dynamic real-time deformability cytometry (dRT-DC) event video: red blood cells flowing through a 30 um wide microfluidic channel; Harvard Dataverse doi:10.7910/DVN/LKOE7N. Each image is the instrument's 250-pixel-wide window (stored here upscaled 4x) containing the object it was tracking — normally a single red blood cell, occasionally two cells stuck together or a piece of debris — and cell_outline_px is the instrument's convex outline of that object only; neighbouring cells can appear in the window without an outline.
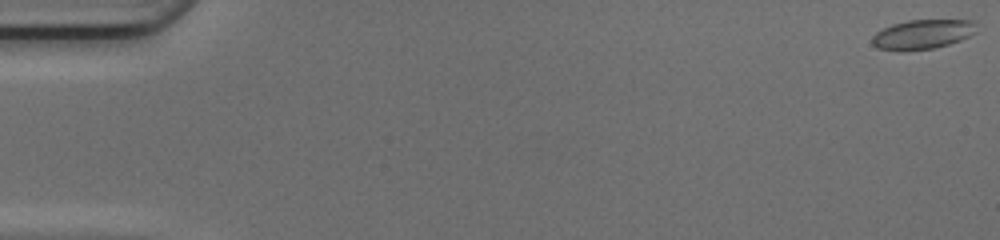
{"species": "common noctule bat (a hibernating species)", "species_latin": "Nyctalus noctula", "temperature_condition": "cold", "stored_images_in_passage": 50, "camera_frame_rate_fps": 3000, "um_per_image_px": 0.085, "animal": {"sex": "female", "body_mass_g": 17.0, "forearm_length_mm": 48.0}, "frame": {"image": 1, "passage_image": 1, "time_ms": 0.0, "image_size_px": [1000, 240], "cell_outline_px": [[976, 32], [960, 40], [936, 48], [900, 52], [876, 48], [872, 44], [872, 36], [876, 32], [892, 24], [908, 20], [976, 20]], "centroid_in_image_um": [78.39, 2.93], "position_along_channel_um": 6.6, "area_um2": 18.21}}
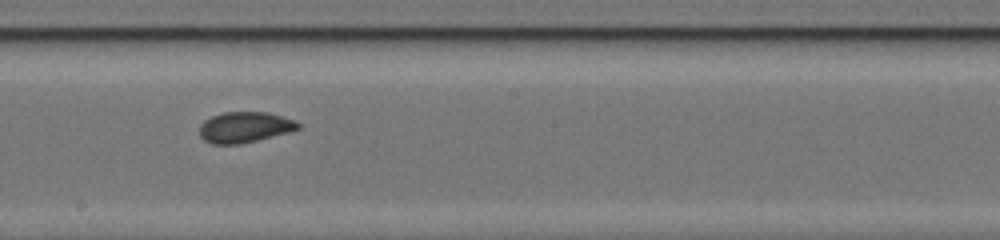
{"frame": {"image": 2, "passage_image": 29, "time_ms": 9.333, "image_size_px": [1000, 240], "cell_outline_px": [[300, 128], [288, 132], [240, 144], [212, 144], [204, 140], [200, 136], [200, 124], [204, 120], [212, 116], [224, 112], [268, 112], [292, 120], [300, 124]], "centroid_in_image_um": [20.75, 10.81], "position_along_channel_um": 227.4, "area_um2": 17.46}}
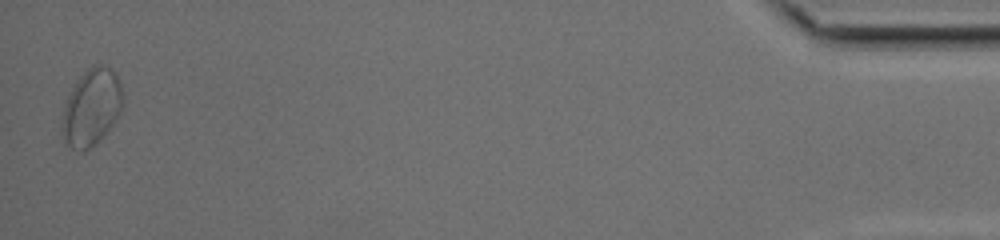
{"frame": {"image": 3, "passage_image": 50, "time_ms": 16.333, "image_size_px": [1000, 240], "cell_outline_px": [[120, 112], [112, 124], [96, 144], [84, 152], [76, 152], [64, 144], [64, 108], [68, 96], [84, 72], [88, 68], [96, 64], [104, 64], [116, 76], [120, 84]], "centroid_in_image_um": [7.76, 9.18], "position_along_channel_um": 427.4, "area_um2": 26.18}, "authors_computed_cell_mechanics": {"area_um2": 17.9469, "velocity_mm_per_s": 4.1802, "shape_relaxation_time_tau1_ms": null, "shape_relaxation_time_tau2_ms": 0.697, "deformation_change_tau1": null, "deformation_change_tau2": 0.0431}}